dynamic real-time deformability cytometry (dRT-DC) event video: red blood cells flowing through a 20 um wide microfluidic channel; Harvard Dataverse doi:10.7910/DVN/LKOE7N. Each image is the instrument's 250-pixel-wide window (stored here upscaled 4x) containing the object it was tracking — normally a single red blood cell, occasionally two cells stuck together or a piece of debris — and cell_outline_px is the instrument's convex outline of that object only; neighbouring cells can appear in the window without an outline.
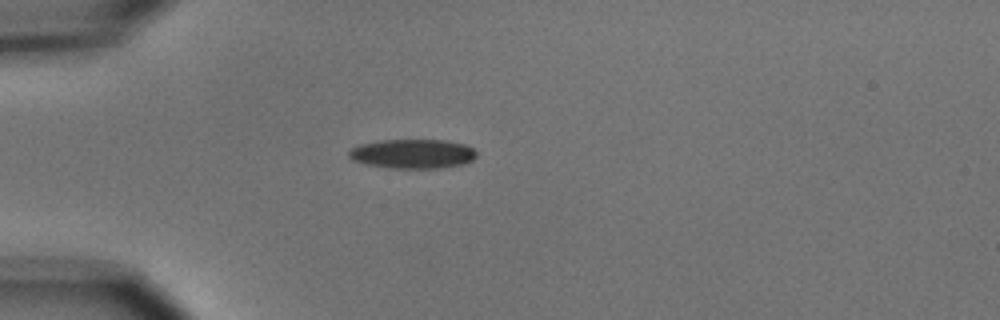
{"species": "common noctule bat (a hibernating species)", "species_latin": "Nyctalus noctula", "temperature_condition": "cold", "stored_images_in_passage": 1, "camera_frame_rate_fps": 3000, "um_per_image_px": 0.085, "animal": {"sex": "male", "body_mass_g": 15.6}, "frame": {"image": 1, "passage_image": 1, "time_ms": 0.0, "image_size_px": [1000, 320], "cell_outline_px": [[476, 156], [472, 160], [464, 164], [440, 168], [388, 168], [364, 164], [352, 160], [348, 156], [348, 152], [352, 148], [360, 144], [380, 140], [444, 140], [464, 144], [472, 148], [476, 152]], "centroid_in_image_um": [35.05, 13.08], "position_along_channel_um": 50.0, "area_um2": 21.91}}